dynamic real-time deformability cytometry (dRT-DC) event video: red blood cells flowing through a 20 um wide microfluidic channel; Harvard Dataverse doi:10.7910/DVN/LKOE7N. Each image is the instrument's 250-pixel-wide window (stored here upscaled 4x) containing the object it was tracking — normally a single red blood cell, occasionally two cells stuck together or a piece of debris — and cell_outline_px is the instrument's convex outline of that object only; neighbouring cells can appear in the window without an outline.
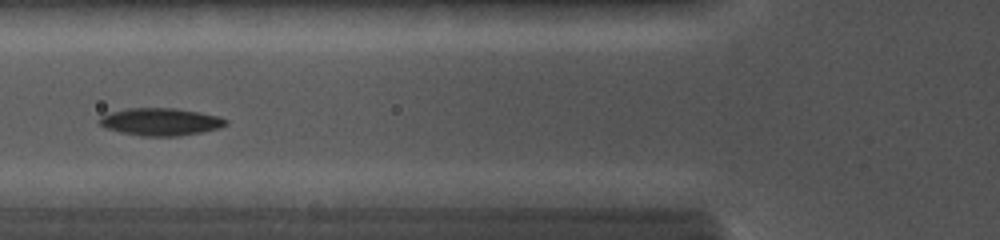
{"species": "common noctule bat (a hibernating species)", "species_latin": "Nyctalus noctula", "temperature_condition": "cold", "stored_images_in_passage": 22, "camera_frame_rate_fps": 5000, "um_per_image_px": 0.085, "animal": {"sex": "female", "body_mass_g": 19.0, "forearm_length_mm": 56.7}, "frame": {"image": 1, "passage_image": 6, "time_ms": 2.6, "image_size_px": [1000, 240], "cell_outline_px": [[228, 124], [216, 128], [200, 132], [176, 136], [140, 136], [120, 132], [108, 128], [100, 124], [96, 120], [100, 116], [112, 112], [128, 108], [176, 108], [216, 116], [228, 120]], "centroid_in_image_um": [13.59, 10.35], "position_along_channel_um": 112.2, "area_um2": 19.94}}
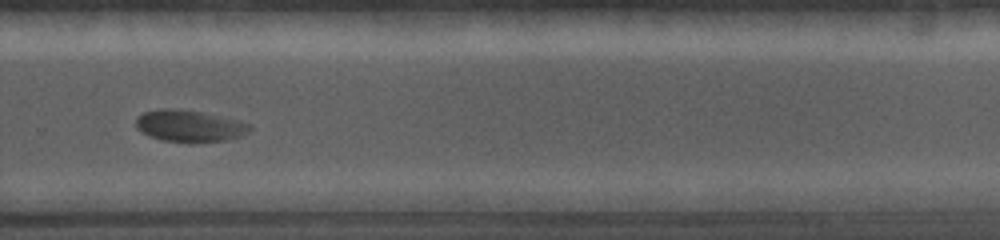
{"frame": {"image": 2, "passage_image": 14, "time_ms": 7.4, "image_size_px": [1000, 240], "cell_outline_px": [[252, 128], [248, 132], [240, 136], [224, 140], [192, 144], [160, 140], [148, 136], [140, 132], [136, 128], [136, 120], [144, 112], [164, 108], [176, 108], [200, 112], [240, 120], [252, 124]], "centroid_in_image_um": [16.11, 10.73], "position_along_channel_um": 313.7, "area_um2": 21.44}}
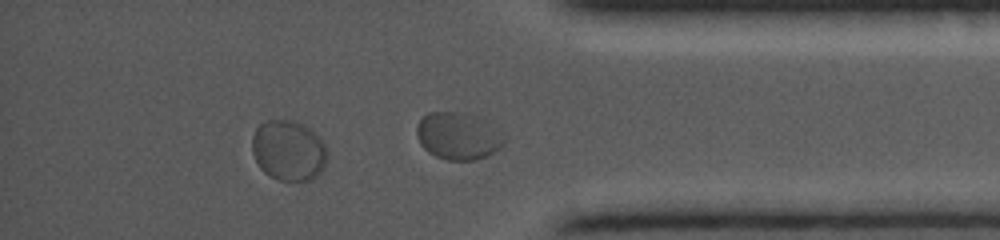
{"frame": {"image": 3, "passage_image": 18, "time_ms": 9.4, "image_size_px": [1000, 240], "cell_outline_px": [[328, 152], [324, 164], [320, 172], [316, 176], [308, 180], [280, 180], [264, 172], [260, 168], [252, 152], [252, 136], [256, 128], [260, 124], [268, 120], [292, 120], [304, 124], [320, 136]], "centroid_in_image_um": [24.52, 12.76], "position_along_channel_um": 410.7, "area_um2": 26.41}}